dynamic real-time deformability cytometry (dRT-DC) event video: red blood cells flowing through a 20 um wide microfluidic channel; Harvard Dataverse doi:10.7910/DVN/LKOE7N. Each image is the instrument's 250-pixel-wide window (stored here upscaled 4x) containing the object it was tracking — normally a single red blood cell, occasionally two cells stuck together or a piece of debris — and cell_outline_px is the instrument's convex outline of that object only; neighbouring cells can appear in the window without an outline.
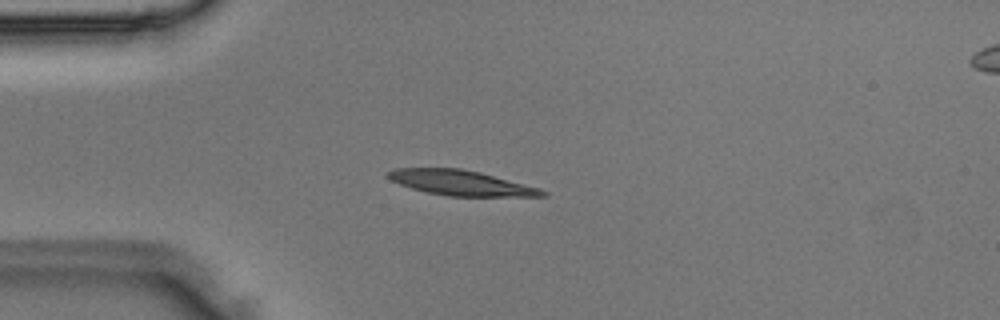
{"species": "Egyptian fruit bat (a non-hibernating species)", "species_latin": "Rousettus aegyptiacus", "temperature_condition": "room temperature", "stored_images_in_passage": 47, "camera_frame_rate_fps": 3000, "um_per_image_px": 0.085, "animal": {"sex": "male"}, "frame": {"image": 1, "passage_image": 11, "time_ms": 3.333, "image_size_px": [1000, 320], "cell_outline_px": [[548, 196], [448, 196], [428, 192], [412, 188], [400, 184], [384, 176], [388, 172], [396, 168], [460, 168], [480, 172], [540, 188], [548, 192]], "centroid_in_image_um": [39.19, 15.54], "position_along_channel_um": 45.8, "area_um2": 22.43}}
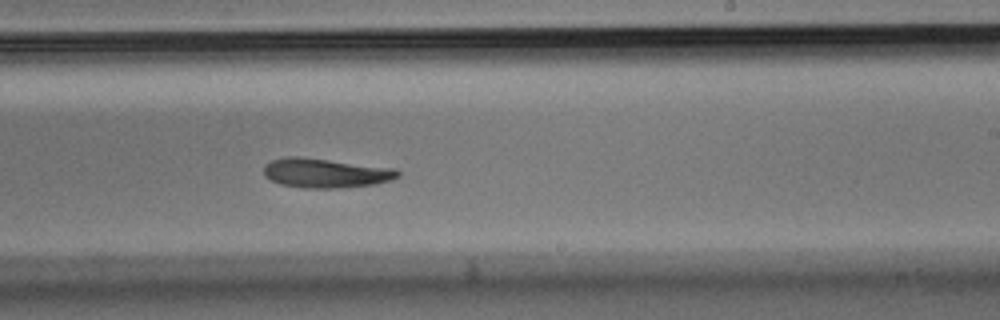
{"frame": {"image": 2, "passage_image": 28, "time_ms": 9.0, "image_size_px": [1000, 320], "cell_outline_px": [[400, 176], [392, 180], [372, 184], [340, 188], [304, 188], [280, 184], [264, 176], [264, 164], [272, 160], [288, 156], [300, 156], [396, 168], [400, 172]], "centroid_in_image_um": [27.68, 14.7], "position_along_channel_um": 261.3, "area_um2": 23.12}}
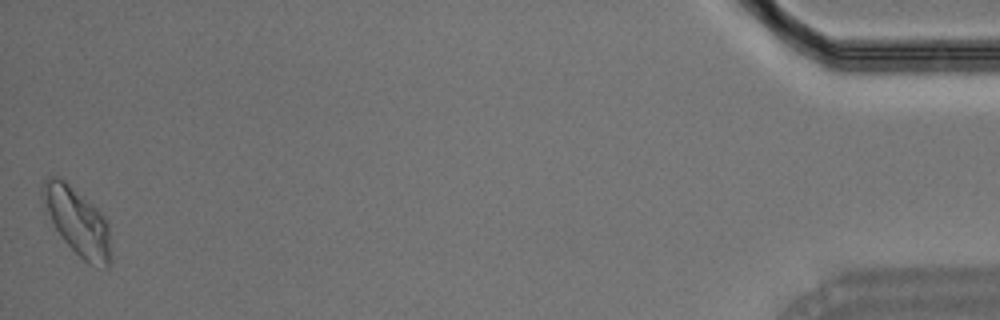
{"frame": {"image": 3, "passage_image": 47, "time_ms": 15.333, "image_size_px": [1000, 320], "cell_outline_px": [[112, 260], [108, 268], [88, 264], [60, 236], [40, 196], [40, 184], [48, 176], [60, 176], [92, 204], [104, 216], [108, 224], [112, 256]], "centroid_in_image_um": [6.58, 18.81], "position_along_channel_um": 428.6, "area_um2": 26.76}}